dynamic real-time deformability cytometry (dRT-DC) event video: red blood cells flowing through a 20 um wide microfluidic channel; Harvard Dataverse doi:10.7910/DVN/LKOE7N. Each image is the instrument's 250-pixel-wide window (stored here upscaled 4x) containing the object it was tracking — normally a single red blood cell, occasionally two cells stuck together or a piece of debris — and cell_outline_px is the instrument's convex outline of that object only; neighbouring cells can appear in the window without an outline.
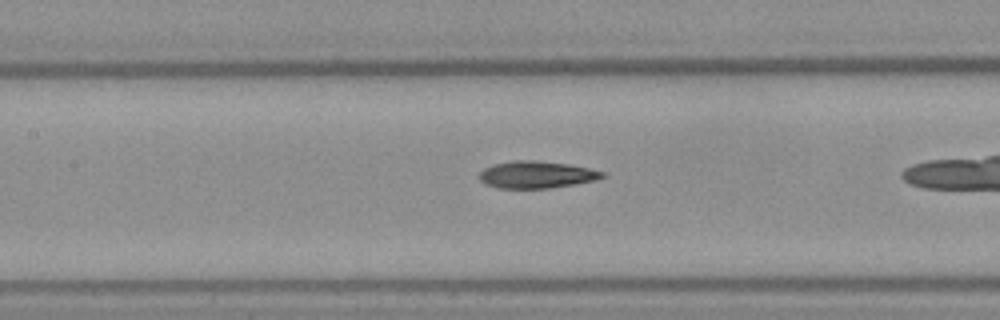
{"species": "Egyptian fruit bat (a non-hibernating species)", "species_latin": "Rousettus aegyptiacus", "temperature_condition": "warm", "stored_images_in_passage": 28, "camera_frame_rate_fps": 3000, "um_per_image_px": 0.085, "frame": {"image": 1, "passage_image": 13, "time_ms": 4.0, "image_size_px": [1000, 320], "cell_outline_px": [[604, 176], [596, 180], [548, 188], [500, 188], [484, 184], [476, 176], [484, 168], [492, 164], [512, 160], [536, 160], [568, 164], [588, 168], [604, 172]], "centroid_in_image_um": [45.52, 14.83], "position_along_channel_um": 161.9, "area_um2": 19.42}}
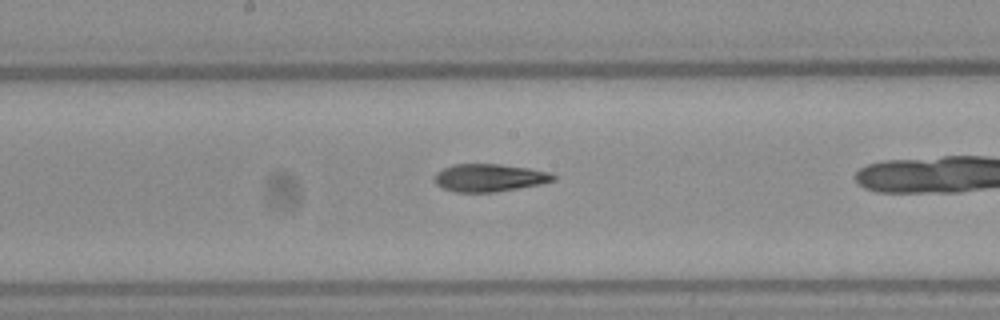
{"frame": {"image": 2, "passage_image": 16, "time_ms": 5.0, "image_size_px": [1000, 320], "cell_outline_px": [[556, 180], [540, 184], [496, 192], [456, 192], [444, 188], [436, 184], [436, 172], [452, 164], [500, 164], [528, 168], [548, 172], [556, 176]], "centroid_in_image_um": [41.61, 15.1], "position_along_channel_um": 206.6, "area_um2": 19.02}}
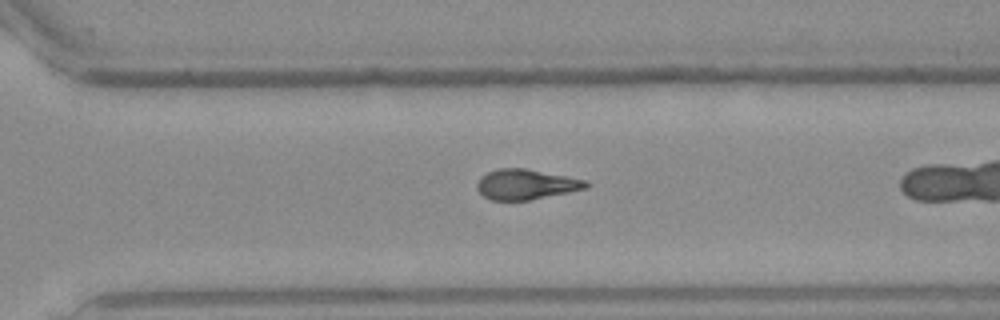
{"frame": {"image": 3, "passage_image": 24, "time_ms": 7.667, "image_size_px": [1000, 320], "cell_outline_px": [[592, 184], [588, 188], [528, 200], [492, 200], [484, 196], [476, 188], [476, 184], [480, 176], [496, 168], [524, 168], [588, 180]], "centroid_in_image_um": [44.72, 15.66], "position_along_channel_um": 325.9, "area_um2": 19.25}}